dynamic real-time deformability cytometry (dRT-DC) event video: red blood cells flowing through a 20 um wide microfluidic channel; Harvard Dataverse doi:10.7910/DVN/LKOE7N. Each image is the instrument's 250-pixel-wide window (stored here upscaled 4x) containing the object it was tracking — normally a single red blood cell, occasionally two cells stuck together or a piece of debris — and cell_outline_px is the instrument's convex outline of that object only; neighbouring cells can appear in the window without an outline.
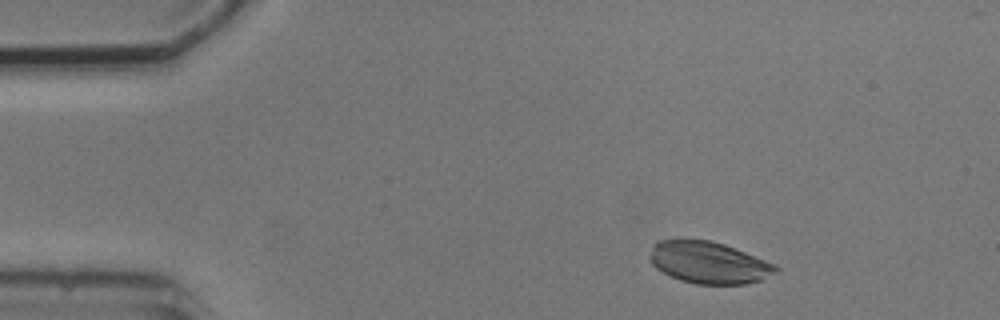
{"species": "common noctule bat (a hibernating species)", "species_latin": "Nyctalus noctula", "temperature_condition": "cold", "stored_images_in_passage": 4, "camera_frame_rate_fps": 3000, "um_per_image_px": 0.085, "animal": {"sex": "male", "body_mass_g": 20.5, "forearm_length_mm": 52.5}, "frame": {"image": 1, "passage_image": 1, "time_ms": 0.0, "image_size_px": [1000, 320], "cell_outline_px": [[780, 268], [776, 272], [760, 280], [744, 284], [696, 284], [680, 280], [656, 268], [652, 264], [648, 256], [652, 244], [660, 240], [712, 240], [724, 244], [776, 264]], "centroid_in_image_um": [60.23, 22.31], "position_along_channel_um": 24.8, "area_um2": 30.63}}
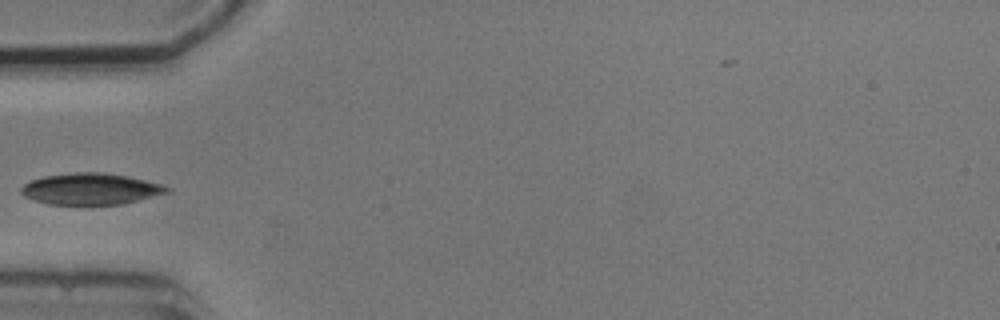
{"frame": {"image": 2, "passage_image": 4, "time_ms": 3.333, "image_size_px": [1000, 320], "cell_outline_px": [[172, 188], [168, 192], [124, 204], [48, 204], [24, 196], [20, 192], [20, 188], [24, 184], [32, 180], [44, 176], [76, 172], [104, 172], [144, 180], [160, 184]], "centroid_in_image_um": [7.69, 16.06], "position_along_channel_um": 77.3, "area_um2": 26.36}}